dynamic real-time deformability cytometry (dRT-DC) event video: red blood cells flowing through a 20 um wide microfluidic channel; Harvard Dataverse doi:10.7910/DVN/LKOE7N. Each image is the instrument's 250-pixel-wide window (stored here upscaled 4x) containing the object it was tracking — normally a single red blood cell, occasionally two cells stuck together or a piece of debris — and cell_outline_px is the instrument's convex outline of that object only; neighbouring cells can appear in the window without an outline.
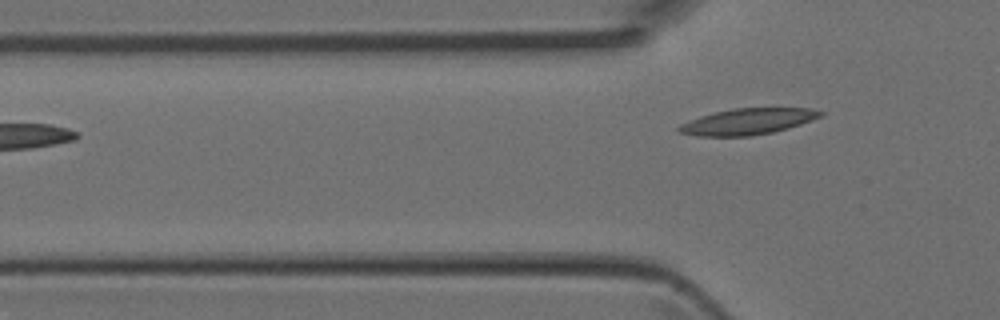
{"species": "Egyptian fruit bat (a non-hibernating species)", "species_latin": "Rousettus aegyptiacus", "temperature_condition": "room temperature", "stored_images_in_passage": 4, "segment_of_instrument_passage": [2, 2], "camera_frame_rate_fps": 3000, "um_per_image_px": 0.085, "animal": {"sex": "female"}, "frame": {"image": 1, "passage_image": 4, "time_ms": 1.0, "image_size_px": [1000, 320], "cell_outline_px": [[824, 116], [788, 128], [772, 132], [752, 136], [696, 136], [680, 132], [676, 128], [680, 124], [688, 120], [700, 116], [732, 108], [812, 108], [824, 112]], "centroid_in_image_um": [63.56, 10.33], "position_along_channel_um": 62.2, "area_um2": 21.62}}